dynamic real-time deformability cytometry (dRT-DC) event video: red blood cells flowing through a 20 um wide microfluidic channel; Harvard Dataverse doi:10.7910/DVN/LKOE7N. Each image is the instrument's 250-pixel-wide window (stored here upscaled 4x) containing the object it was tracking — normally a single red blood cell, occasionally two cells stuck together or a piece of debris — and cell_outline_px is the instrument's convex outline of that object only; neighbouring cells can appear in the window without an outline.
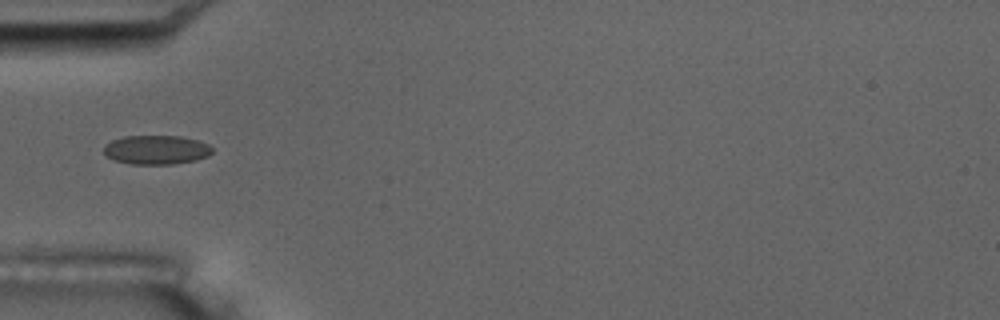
{"species": "common noctule bat (a hibernating species)", "species_latin": "Nyctalus noctula", "temperature_condition": "room temperature", "stored_images_in_passage": 16, "camera_frame_rate_fps": 3000, "um_per_image_px": 0.085, "animal": {"sex": "male", "body_mass_g": 17.5, "forearm_length_mm": 52.3}, "frame": {"image": 1, "passage_image": 5, "time_ms": 5.333, "image_size_px": [1000, 320], "cell_outline_px": [[212, 152], [208, 156], [196, 160], [172, 164], [132, 164], [116, 160], [108, 156], [104, 152], [104, 144], [112, 140], [124, 136], [180, 136], [196, 140], [208, 144], [212, 148]], "centroid_in_image_um": [13.29, 12.73], "position_along_channel_um": 71.7, "area_um2": 18.26}, "authors_computed_cell_mechanics": {"area_um2": 18.3226, "velocity_mm_per_s": 3.5637, "shape_relaxation_time_tau1_ms": null, "shape_relaxation_time_tau2_ms": 1.5165, "deformation_change_tau1": null, "deformation_change_tau2": 0.0908}}